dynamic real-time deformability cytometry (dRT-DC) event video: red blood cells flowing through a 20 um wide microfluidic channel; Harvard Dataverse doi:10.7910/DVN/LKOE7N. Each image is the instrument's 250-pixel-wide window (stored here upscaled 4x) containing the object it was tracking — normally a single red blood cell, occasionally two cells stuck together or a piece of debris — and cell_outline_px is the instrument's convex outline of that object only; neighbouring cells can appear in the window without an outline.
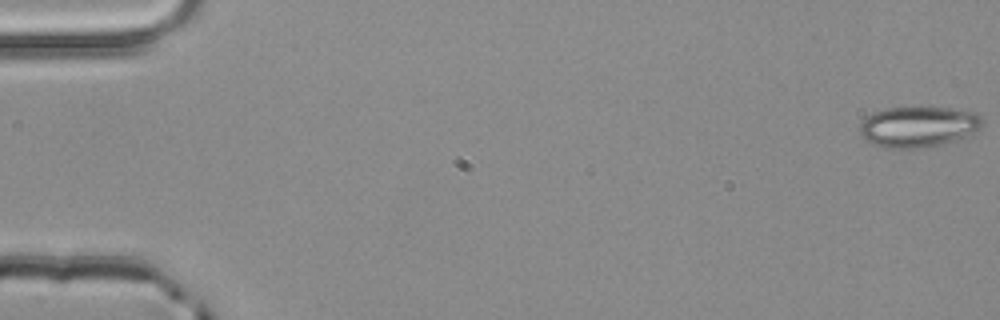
{"species": "common noctule bat (a hibernating species)", "species_latin": "Nyctalus noctula", "temperature_condition": "room temperature", "stored_images_in_passage": 5, "camera_frame_rate_fps": 3000, "um_per_image_px": 0.085, "animal": {"sex": "male", "body_mass_g": 20.4}, "frame": {"image": 1, "passage_image": 1, "time_ms": 0.0, "image_size_px": [1000, 320], "cell_outline_px": [[984, 124], [980, 128], [964, 136], [940, 144], [916, 148], [888, 148], [872, 144], [864, 140], [860, 132], [860, 124], [868, 116], [876, 112], [888, 108], [948, 108], [976, 112], [984, 120]], "centroid_in_image_um": [78.04, 10.77], "position_along_channel_um": 7.0, "area_um2": 28.61}}